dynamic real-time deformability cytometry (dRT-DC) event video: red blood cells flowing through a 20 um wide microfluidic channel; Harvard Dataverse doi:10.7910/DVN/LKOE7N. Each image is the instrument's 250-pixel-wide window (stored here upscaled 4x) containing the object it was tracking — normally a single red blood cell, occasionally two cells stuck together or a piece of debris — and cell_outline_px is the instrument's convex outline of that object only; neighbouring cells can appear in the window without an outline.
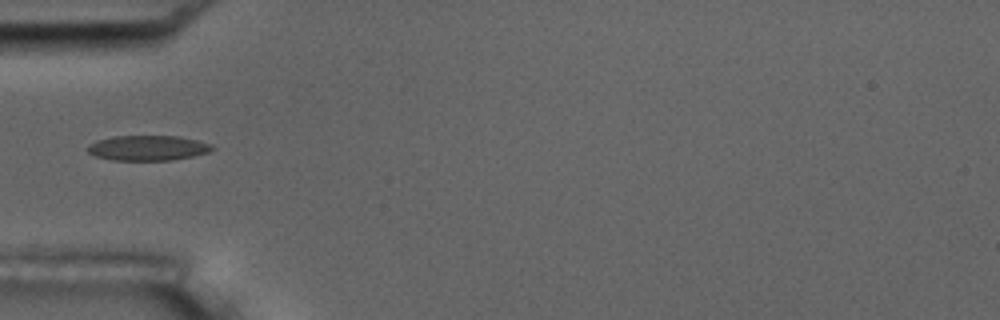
{"species": "common noctule bat (a hibernating species)", "species_latin": "Nyctalus noctula", "temperature_condition": "room temperature", "stored_images_in_passage": 15, "camera_frame_rate_fps": 3000, "um_per_image_px": 0.085, "animal": {"sex": "male", "body_mass_g": 17.5, "forearm_length_mm": 52.3}, "frame": {"image": 1, "passage_image": 5, "time_ms": 5.667, "image_size_px": [1000, 320], "cell_outline_px": [[216, 148], [208, 152], [192, 156], [172, 160], [112, 160], [96, 156], [88, 152], [84, 148], [88, 144], [96, 140], [112, 136], [176, 136], [196, 140], [212, 144]], "centroid_in_image_um": [12.52, 12.57], "position_along_channel_um": 72.5, "area_um2": 18.32}, "authors_computed_cell_mechanics": {"area_um2": 17.8602, "velocity_mm_per_s": 3.614, "shape_relaxation_time_tau1_ms": null, "shape_relaxation_time_tau2_ms": 2.6441, "deformation_change_tau1": null, "deformation_change_tau2": 0.1038}}